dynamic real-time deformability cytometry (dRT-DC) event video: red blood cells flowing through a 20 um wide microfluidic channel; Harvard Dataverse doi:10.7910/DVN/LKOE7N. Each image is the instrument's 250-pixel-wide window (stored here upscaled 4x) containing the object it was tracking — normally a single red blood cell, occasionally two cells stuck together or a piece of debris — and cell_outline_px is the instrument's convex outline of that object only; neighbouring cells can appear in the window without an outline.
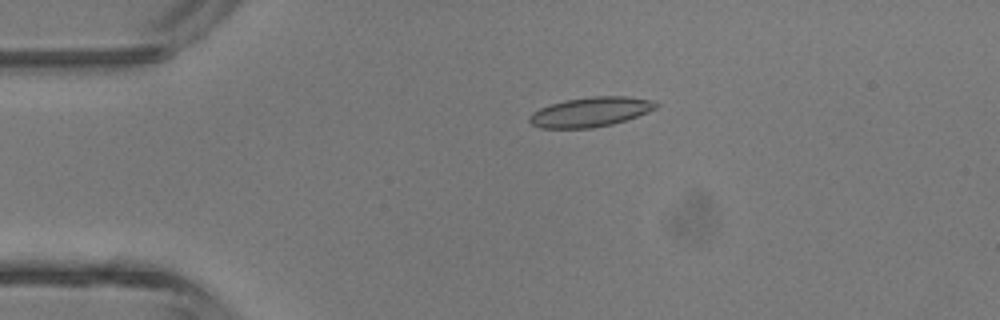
{"species": "common noctule bat (a hibernating species)", "species_latin": "Nyctalus noctula", "temperature_condition": "room temperature", "stored_images_in_passage": 4, "camera_frame_rate_fps": 3000, "um_per_image_px": 0.085, "animal": {"sex": "male", "body_mass_g": 13.3}, "frame": {"image": 1, "passage_image": 3, "time_ms": 2.333, "image_size_px": [1000, 320], "cell_outline_px": [[660, 104], [656, 108], [648, 112], [612, 124], [592, 128], [540, 128], [532, 124], [528, 120], [528, 116], [532, 112], [540, 108], [564, 100], [592, 96], [624, 96], [656, 100]], "centroid_in_image_um": [50.2, 9.51], "position_along_channel_um": 34.8, "area_um2": 21.91}}